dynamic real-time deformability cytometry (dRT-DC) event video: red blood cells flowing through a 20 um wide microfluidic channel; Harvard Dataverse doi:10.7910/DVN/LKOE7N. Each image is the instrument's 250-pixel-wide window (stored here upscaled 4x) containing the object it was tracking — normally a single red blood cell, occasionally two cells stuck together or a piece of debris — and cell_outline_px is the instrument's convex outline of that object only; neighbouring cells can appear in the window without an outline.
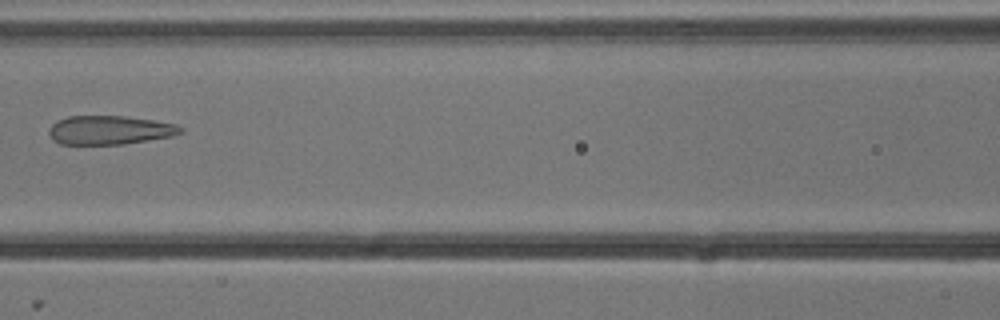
{"species": "common noctule bat (a hibernating species)", "species_latin": "Nyctalus noctula", "temperature_condition": "cold", "stored_images_in_passage": 6, "camera_frame_rate_fps": 3000, "um_per_image_px": 0.085, "animal": {"sex": "male", "body_mass_g": 13.3}, "frame": {"image": 1, "passage_image": 5, "time_ms": 1.333, "image_size_px": [1000, 320], "cell_outline_px": [[184, 132], [172, 136], [124, 144], [60, 144], [52, 140], [48, 132], [48, 128], [56, 120], [68, 116], [124, 116], [152, 120], [176, 124], [184, 128]], "centroid_in_image_um": [9.3, 11.05], "position_along_channel_um": 157.3, "area_um2": 22.25}}
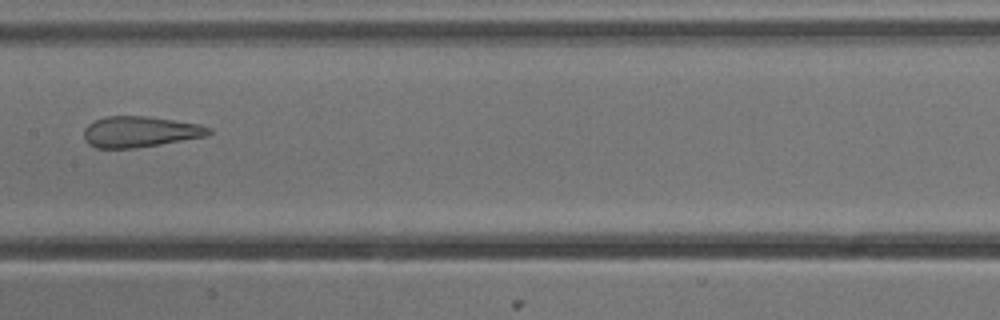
{"frame": {"image": 2, "passage_image": 6, "time_ms": 1.667, "image_size_px": [1000, 320], "cell_outline_px": [[212, 132], [208, 136], [160, 144], [132, 148], [96, 148], [88, 144], [84, 140], [84, 128], [88, 124], [104, 116], [148, 116], [200, 124], [212, 128]], "centroid_in_image_um": [11.91, 11.19], "position_along_channel_um": 195.5, "area_um2": 22.6}}